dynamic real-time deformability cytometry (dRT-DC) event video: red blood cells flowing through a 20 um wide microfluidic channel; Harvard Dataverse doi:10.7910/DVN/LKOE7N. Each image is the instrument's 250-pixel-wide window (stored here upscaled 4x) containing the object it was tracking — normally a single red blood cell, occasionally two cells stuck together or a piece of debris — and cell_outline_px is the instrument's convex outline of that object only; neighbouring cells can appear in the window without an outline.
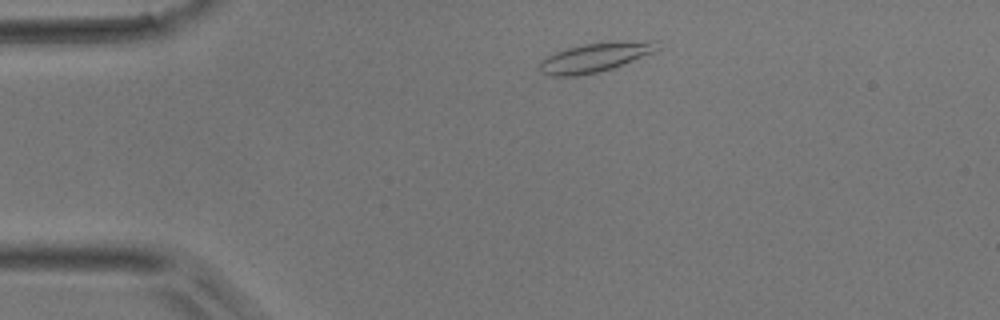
{"species": "common noctule bat (a hibernating species)", "species_latin": "Nyctalus noctula", "temperature_condition": "room temperature", "stored_images_in_passage": 43, "camera_frame_rate_fps": 3000, "um_per_image_px": 0.085, "animal": {"sex": "male", "body_mass_g": 17.9}, "frame": {"image": 1, "passage_image": 4, "time_ms": 1.0, "image_size_px": [1000, 320], "cell_outline_px": [[660, 48], [652, 52], [612, 68], [600, 72], [576, 76], [552, 76], [540, 72], [540, 60], [556, 52], [568, 48], [584, 44], [616, 40], [660, 40]], "centroid_in_image_um": [50.63, 4.85], "position_along_channel_um": 34.4, "area_um2": 20.17}}
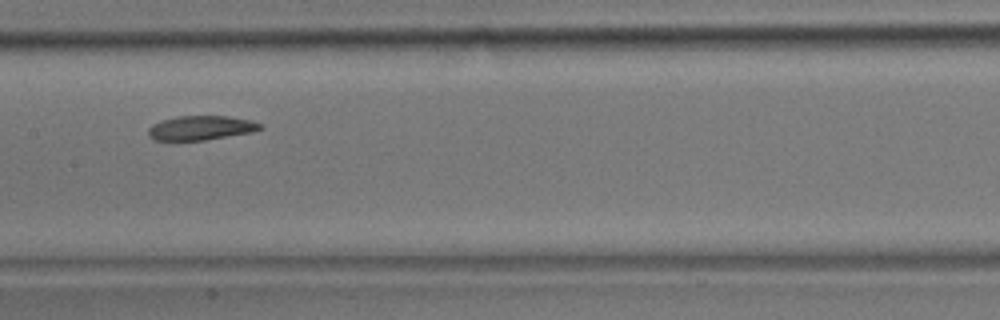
{"frame": {"image": 2, "passage_image": 19, "time_ms": 6.0, "image_size_px": [1000, 320], "cell_outline_px": [[264, 128], [252, 132], [204, 140], [152, 140], [148, 136], [148, 128], [152, 124], [164, 120], [180, 116], [228, 116], [248, 120], [260, 124]], "centroid_in_image_um": [17.05, 10.88], "position_along_channel_um": 190.4, "area_um2": 15.66}}
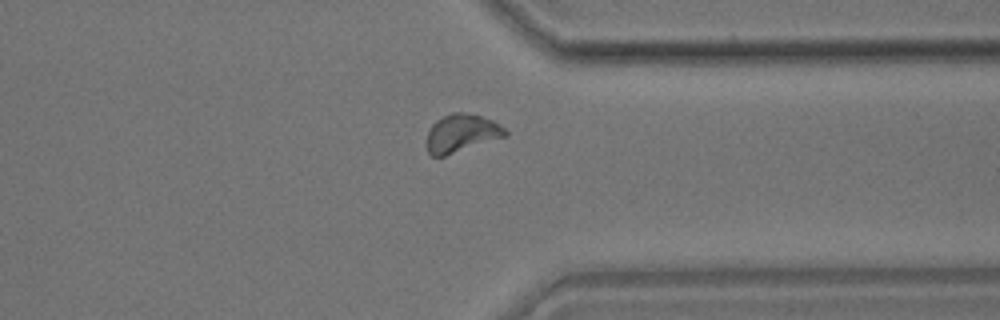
{"frame": {"image": 3, "passage_image": 33, "time_ms": 10.667, "image_size_px": [1000, 320], "cell_outline_px": [[508, 136], [444, 156], [432, 156], [428, 152], [428, 128], [436, 120], [452, 112], [464, 112], [480, 116], [492, 120], [504, 128], [508, 132]], "centroid_in_image_um": [39.24, 11.32], "position_along_channel_um": 372.2, "area_um2": 17.28}}